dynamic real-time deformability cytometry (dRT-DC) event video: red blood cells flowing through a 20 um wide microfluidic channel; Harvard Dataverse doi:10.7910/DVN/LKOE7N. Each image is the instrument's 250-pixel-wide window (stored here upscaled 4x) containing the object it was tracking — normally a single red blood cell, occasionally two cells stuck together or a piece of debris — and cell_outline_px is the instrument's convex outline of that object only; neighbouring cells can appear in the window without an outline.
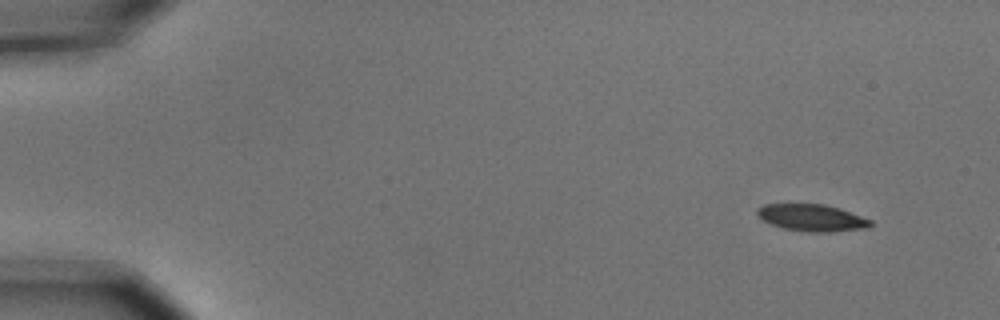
{"species": "common noctule bat (a hibernating species)", "species_latin": "Nyctalus noctula", "temperature_condition": "cold", "stored_images_in_passage": 7, "segment_of_instrument_passage": [2, 2], "camera_frame_rate_fps": 3000, "um_per_image_px": 0.085, "animal": {"sex": "male", "body_mass_g": 15.6}, "frame": {"image": 1, "passage_image": 7, "time_ms": 2.0, "image_size_px": [1000, 320], "cell_outline_px": [[872, 228], [832, 232], [808, 232], [784, 228], [772, 224], [764, 220], [756, 212], [756, 208], [764, 204], [824, 204], [840, 208], [872, 220]], "centroid_in_image_um": [69.07, 18.51], "position_along_channel_um": 15.9, "area_um2": 17.86}}